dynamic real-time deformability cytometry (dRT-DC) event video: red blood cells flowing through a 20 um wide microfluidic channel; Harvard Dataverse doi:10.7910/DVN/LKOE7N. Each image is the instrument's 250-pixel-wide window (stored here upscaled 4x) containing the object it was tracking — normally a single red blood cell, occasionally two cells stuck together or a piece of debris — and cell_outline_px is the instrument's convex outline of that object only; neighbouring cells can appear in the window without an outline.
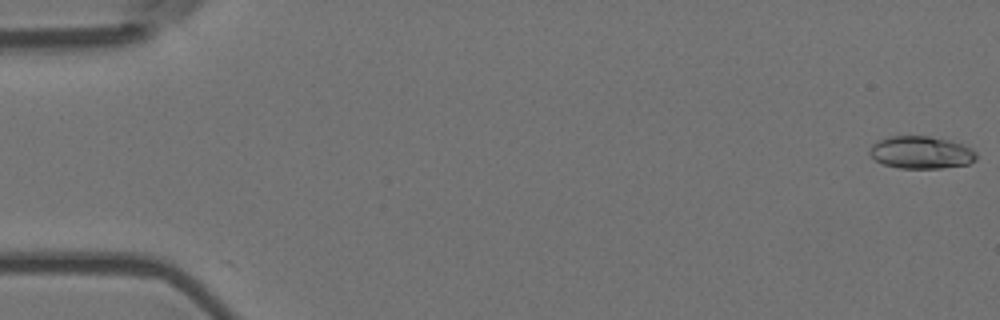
{"species": "Egyptian fruit bat (a non-hibernating species)", "species_latin": "Rousettus aegyptiacus", "temperature_condition": "room temperature", "stored_images_in_passage": 56, "camera_frame_rate_fps": 3000, "um_per_image_px": 0.085, "animal": {"sex": "female"}, "frame": {"image": 1, "passage_image": 1, "time_ms": 0.0, "image_size_px": [1000, 320], "cell_outline_px": [[976, 160], [968, 164], [940, 168], [900, 168], [884, 164], [876, 160], [868, 152], [872, 144], [888, 136], [928, 136], [948, 140], [972, 148], [976, 152]], "centroid_in_image_um": [78.29, 12.96], "position_along_channel_um": 6.7, "area_um2": 20.06}}
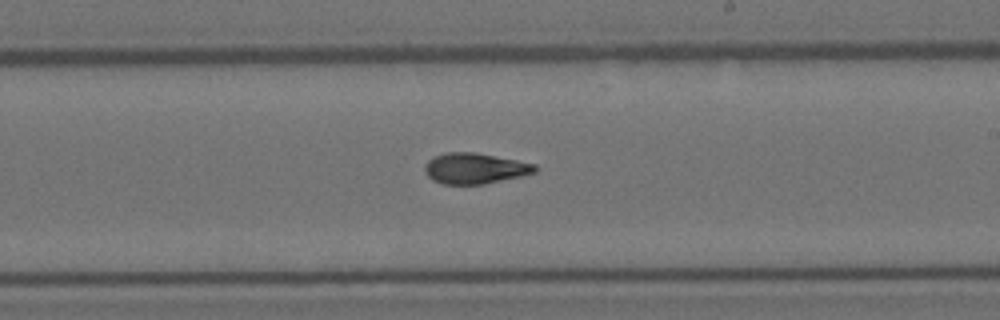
{"frame": {"image": 2, "passage_image": 33, "time_ms": 10.667, "image_size_px": [1000, 320], "cell_outline_px": [[536, 172], [520, 176], [484, 184], [444, 184], [432, 180], [424, 172], [424, 164], [428, 160], [436, 156], [448, 152], [476, 152], [536, 164]], "centroid_in_image_um": [40.33, 14.31], "position_along_channel_um": 248.7, "area_um2": 19.65}}
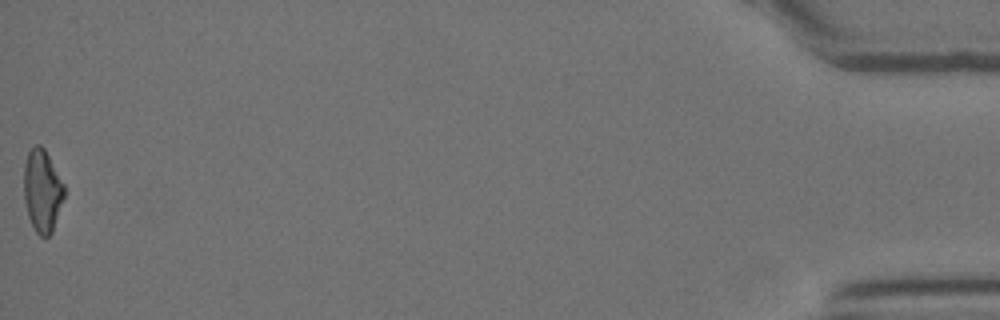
{"frame": {"image": 3, "passage_image": 56, "time_ms": 18.333, "image_size_px": [1000, 320], "cell_outline_px": [[64, 196], [52, 232], [48, 236], [40, 236], [36, 232], [28, 216], [24, 200], [24, 164], [28, 152], [36, 144], [40, 144], [44, 148], [64, 184]], "centroid_in_image_um": [3.58, 16.2], "position_along_channel_um": 431.6, "area_um2": 19.19}, "authors_computed_cell_mechanics": {"area_um2": 19.4497, "velocity_mm_per_s": 3.6637, "shape_relaxation_time_tau1_ms": 6.1348, "shape_relaxation_time_tau2_ms": 3.2077, "deformation_change_tau1": 0.2003, "deformation_change_tau2": 0.1086}}